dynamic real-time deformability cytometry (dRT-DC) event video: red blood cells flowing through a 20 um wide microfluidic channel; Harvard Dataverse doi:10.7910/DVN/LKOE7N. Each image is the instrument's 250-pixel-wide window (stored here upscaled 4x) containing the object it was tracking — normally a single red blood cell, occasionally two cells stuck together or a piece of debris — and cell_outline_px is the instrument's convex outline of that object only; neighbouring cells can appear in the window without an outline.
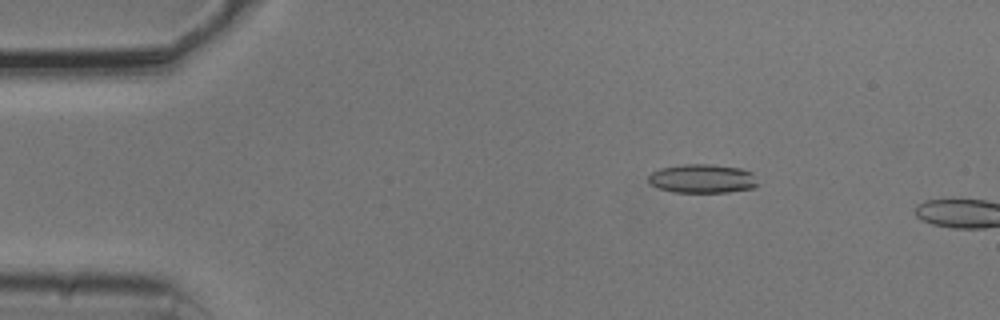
{"species": "common noctule bat (a hibernating species)", "species_latin": "Nyctalus noctula", "temperature_condition": "cold", "stored_images_in_passage": 12, "camera_frame_rate_fps": 3000, "um_per_image_px": 0.085, "animal": {"sex": "male", "body_mass_g": 20.5, "forearm_length_mm": 52.5}, "frame": {"image": 1, "passage_image": 9, "time_ms": 2.667, "image_size_px": [1000, 320], "cell_outline_px": [[760, 184], [752, 188], [728, 192], [672, 192], [656, 188], [648, 180], [648, 176], [652, 172], [660, 168], [684, 164], [708, 164], [740, 168], [752, 172]], "centroid_in_image_um": [59.71, 15.19], "position_along_channel_um": 25.3, "area_um2": 18.5}}